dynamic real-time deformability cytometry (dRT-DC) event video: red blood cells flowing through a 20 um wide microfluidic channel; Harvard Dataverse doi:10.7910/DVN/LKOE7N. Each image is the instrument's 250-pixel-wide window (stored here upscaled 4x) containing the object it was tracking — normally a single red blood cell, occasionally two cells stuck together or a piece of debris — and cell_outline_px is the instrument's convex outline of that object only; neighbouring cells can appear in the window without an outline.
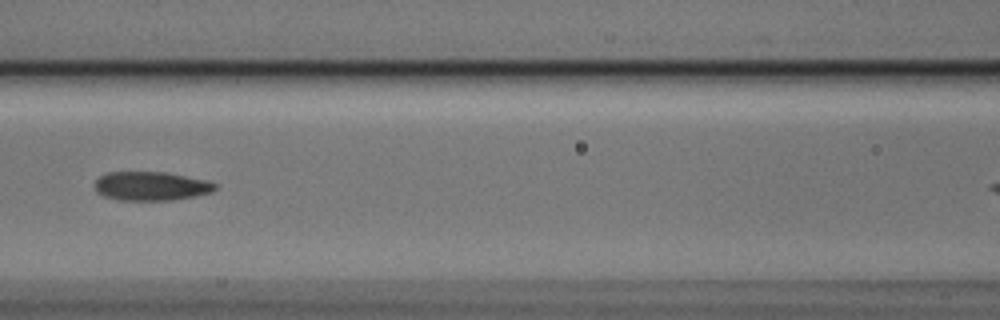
{"species": "Egyptian fruit bat (a non-hibernating species)", "species_latin": "Rousettus aegyptiacus", "temperature_condition": "cold", "stored_images_in_passage": 8, "camera_frame_rate_fps": 3000, "um_per_image_px": 0.085, "animal": {"sex": "male"}, "frame": {"image": 1, "passage_image": 4, "time_ms": 1.0, "image_size_px": [1000, 320], "cell_outline_px": [[220, 188], [212, 192], [196, 196], [172, 200], [120, 200], [104, 196], [96, 192], [96, 180], [100, 176], [108, 172], [164, 172], [208, 180], [220, 184]], "centroid_in_image_um": [12.92, 15.82], "position_along_channel_um": 153.7, "area_um2": 20.46}}
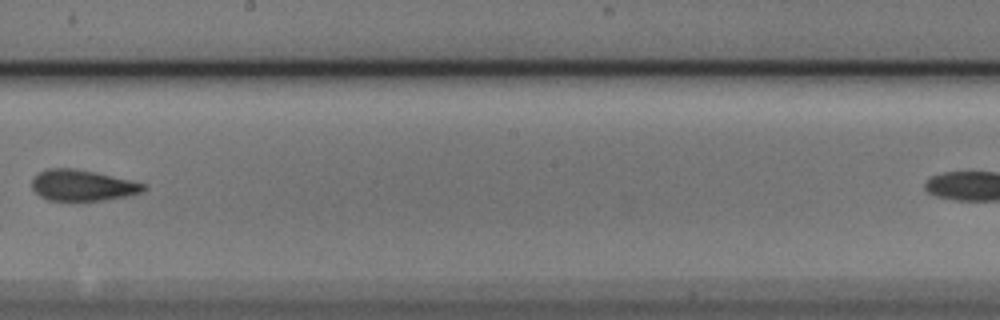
{"frame": {"image": 2, "passage_image": 6, "time_ms": 1.667, "image_size_px": [1000, 320], "cell_outline_px": [[148, 188], [144, 192], [128, 196], [100, 200], [48, 200], [40, 196], [32, 188], [32, 180], [40, 172], [48, 168], [72, 168], [96, 172], [148, 184]], "centroid_in_image_um": [7.07, 15.75], "position_along_channel_um": 241.1, "area_um2": 20.17}}
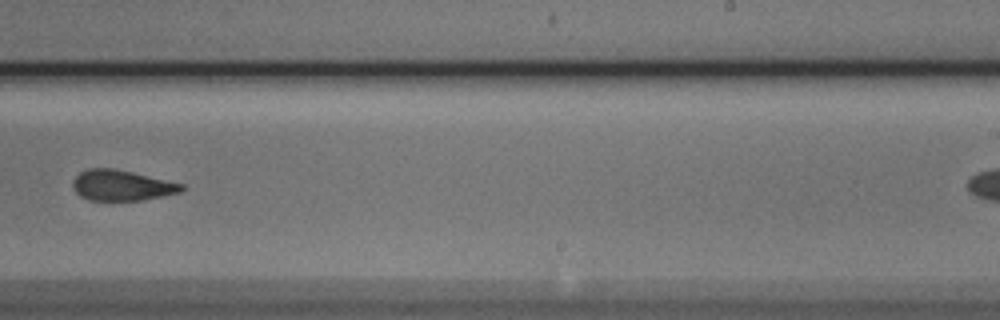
{"frame": {"image": 3, "passage_image": 7, "time_ms": 2.0, "image_size_px": [1000, 320], "cell_outline_px": [[184, 188], [180, 192], [140, 200], [88, 200], [80, 196], [72, 188], [72, 180], [80, 172], [88, 168], [112, 168], [132, 172], [184, 184]], "centroid_in_image_um": [10.29, 15.75], "position_along_channel_um": 278.7, "area_um2": 19.25}}